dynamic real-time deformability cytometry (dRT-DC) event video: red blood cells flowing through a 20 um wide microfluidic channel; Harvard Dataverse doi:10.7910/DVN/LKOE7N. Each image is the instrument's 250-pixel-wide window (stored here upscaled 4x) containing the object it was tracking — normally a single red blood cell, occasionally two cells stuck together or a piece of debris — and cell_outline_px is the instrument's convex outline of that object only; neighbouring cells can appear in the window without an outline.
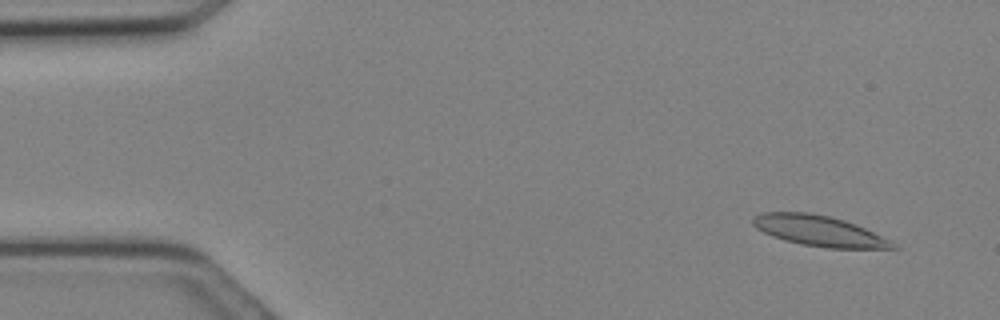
{"species": "Egyptian fruit bat (a non-hibernating species)", "species_latin": "Rousettus aegyptiacus", "temperature_condition": "cold", "stored_images_in_passage": 14, "camera_frame_rate_fps": 3000, "um_per_image_px": 0.085, "animal": {"sex": "female"}, "frame": {"image": 1, "passage_image": 2, "time_ms": 0.333, "image_size_px": [1000, 320], "cell_outline_px": [[900, 248], [828, 248], [804, 244], [784, 240], [772, 236], [756, 228], [752, 224], [752, 220], [756, 216], [764, 212], [808, 212], [828, 216], [844, 220], [864, 228], [888, 240]], "centroid_in_image_um": [69.57, 19.61], "position_along_channel_um": 15.4, "area_um2": 24.33}}
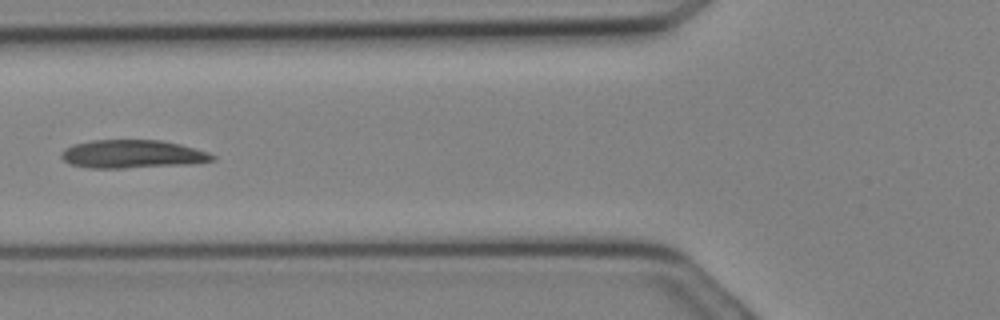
{"frame": {"image": 2, "passage_image": 11, "time_ms": 3.333, "image_size_px": [1000, 320], "cell_outline_px": [[216, 160], [188, 164], [124, 168], [88, 168], [68, 164], [60, 156], [60, 152], [64, 148], [72, 144], [92, 140], [160, 140], [180, 144], [196, 148], [208, 152], [216, 156]], "centroid_in_image_um": [11.22, 13.1], "position_along_channel_um": 114.6, "area_um2": 25.09}}
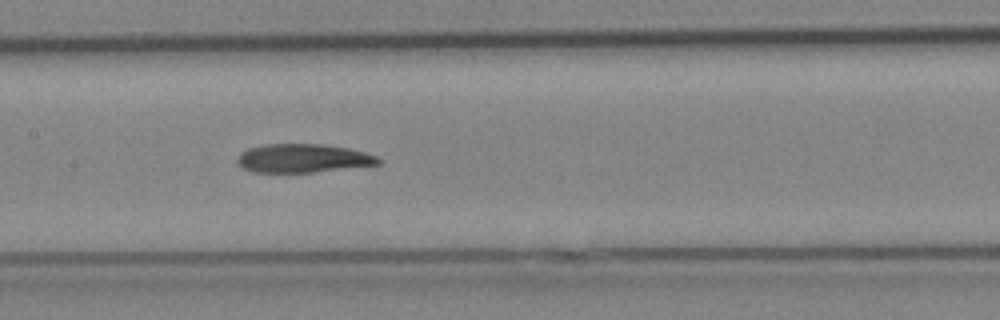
{"frame": {"image": 3, "passage_image": 14, "time_ms": 4.333, "image_size_px": [1000, 320], "cell_outline_px": [[384, 160], [380, 164], [312, 172], [252, 172], [244, 168], [236, 160], [240, 152], [248, 148], [264, 144], [324, 144], [348, 148], [364, 152], [376, 156]], "centroid_in_image_um": [25.75, 13.44], "position_along_channel_um": 181.6, "area_um2": 23.47}}